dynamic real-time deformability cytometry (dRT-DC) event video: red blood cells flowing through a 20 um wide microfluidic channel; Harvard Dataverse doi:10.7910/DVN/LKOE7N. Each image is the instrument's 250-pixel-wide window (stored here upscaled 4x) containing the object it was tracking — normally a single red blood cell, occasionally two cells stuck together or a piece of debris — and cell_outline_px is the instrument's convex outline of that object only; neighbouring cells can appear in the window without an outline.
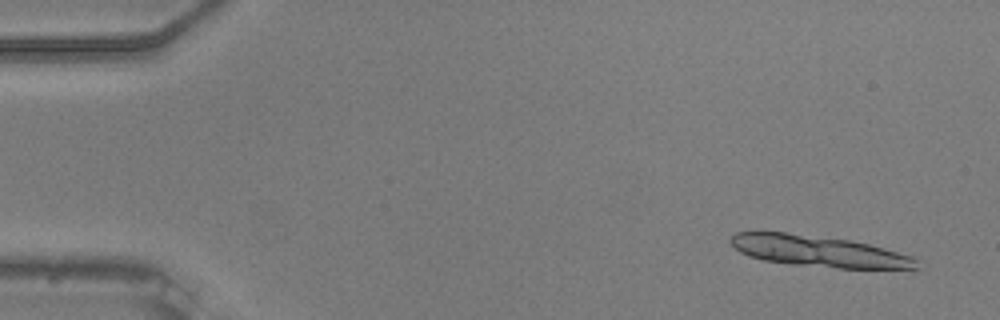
{"species": "common noctule bat (a hibernating species)", "species_latin": "Nyctalus noctula", "temperature_condition": "warm", "stored_images_in_passage": 12, "camera_frame_rate_fps": 3000, "um_per_image_px": 0.085, "animal": {"sex": "male", "body_mass_g": 20.5, "forearm_length_mm": 52.5}, "frame": {"image": 1, "passage_image": 3, "time_ms": 0.667, "image_size_px": [1000, 320], "cell_outline_px": [[916, 268], [840, 268], [792, 264], [764, 260], [748, 256], [740, 252], [728, 240], [736, 232], [784, 232], [848, 240], [868, 244], [884, 248], [912, 256], [916, 260]], "centroid_in_image_um": [69.52, 21.35], "position_along_channel_um": 15.5, "area_um2": 33.18}}